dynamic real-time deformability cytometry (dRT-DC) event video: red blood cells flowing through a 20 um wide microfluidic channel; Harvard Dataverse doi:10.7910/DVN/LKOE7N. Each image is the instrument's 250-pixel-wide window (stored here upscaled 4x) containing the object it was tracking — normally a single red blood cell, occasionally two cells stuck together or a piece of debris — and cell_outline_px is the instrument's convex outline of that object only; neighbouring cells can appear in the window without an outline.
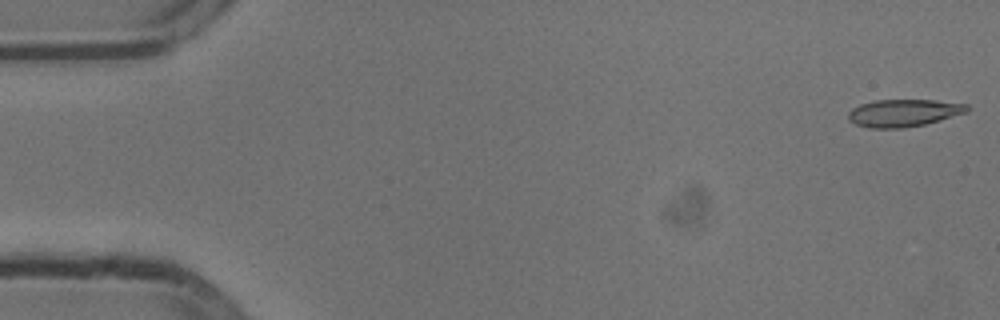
{"species": "common noctule bat (a hibernating species)", "species_latin": "Nyctalus noctula", "temperature_condition": "cold", "stored_images_in_passage": 15, "camera_frame_rate_fps": 3000, "um_per_image_px": 0.085, "animal": {"sex": "male", "body_mass_g": 13.3}, "frame": {"image": 1, "passage_image": 1, "time_ms": 0.0, "image_size_px": [1000, 320], "cell_outline_px": [[968, 112], [924, 124], [904, 128], [868, 128], [856, 124], [848, 120], [848, 112], [852, 108], [860, 104], [876, 100], [932, 100], [968, 104]], "centroid_in_image_um": [76.78, 9.6], "position_along_channel_um": 8.2, "area_um2": 18.9}}
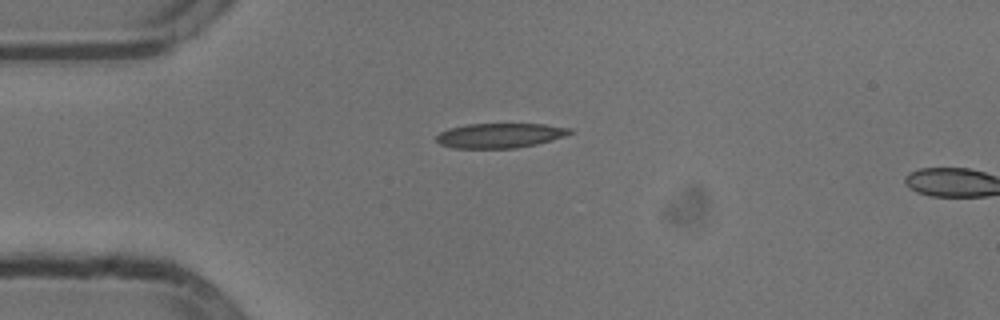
{"frame": {"image": 2, "passage_image": 13, "time_ms": 4.0, "image_size_px": [1000, 320], "cell_outline_px": [[576, 132], [552, 140], [536, 144], [516, 148], [452, 148], [440, 144], [436, 140], [436, 136], [440, 132], [448, 128], [468, 124], [544, 124], [572, 128]], "centroid_in_image_um": [42.51, 11.51], "position_along_channel_um": 42.5, "area_um2": 19.36}}